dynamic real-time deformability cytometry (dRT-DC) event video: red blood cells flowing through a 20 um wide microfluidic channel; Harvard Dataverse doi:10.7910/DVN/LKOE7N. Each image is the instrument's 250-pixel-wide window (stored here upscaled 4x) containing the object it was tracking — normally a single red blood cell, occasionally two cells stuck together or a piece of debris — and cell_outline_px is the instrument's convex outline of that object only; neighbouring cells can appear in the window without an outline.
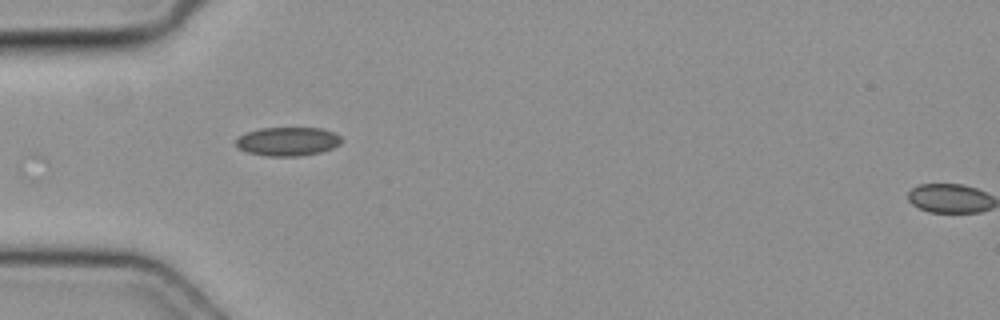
{"species": "common noctule bat (a hibernating species)", "species_latin": "Nyctalus noctula", "temperature_condition": "cold", "stored_images_in_passage": 30, "camera_frame_rate_fps": 3000, "um_per_image_px": 0.085, "animal": {"sex": "female", "body_mass_g": 19.3, "forearm_length_mm": 54.1}, "frame": {"image": 1, "passage_image": 1, "time_ms": 0.0, "image_size_px": [1000, 320], "cell_outline_px": [[344, 140], [340, 144], [332, 148], [320, 152], [300, 156], [268, 156], [248, 152], [240, 148], [236, 144], [236, 140], [240, 136], [248, 132], [260, 128], [320, 128], [332, 132], [340, 136]], "centroid_in_image_um": [24.49, 12.02], "position_along_channel_um": 60.5, "area_um2": 17.51}}
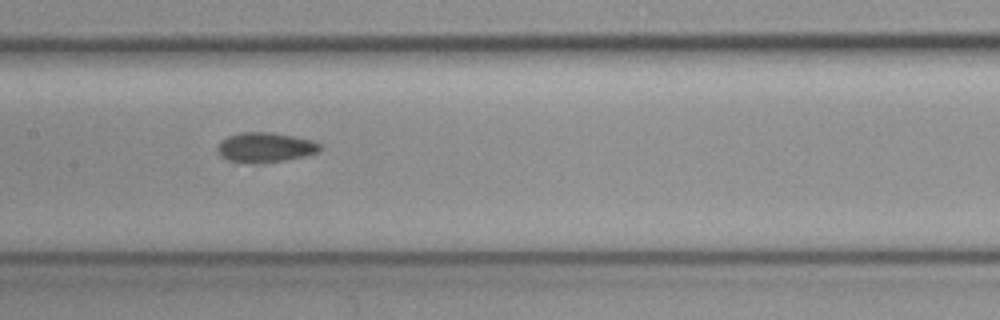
{"frame": {"image": 2, "passage_image": 10, "time_ms": 3.0, "image_size_px": [1000, 320], "cell_outline_px": [[320, 148], [316, 152], [304, 156], [284, 160], [256, 164], [228, 160], [220, 156], [220, 140], [228, 136], [240, 132], [272, 132], [312, 140], [320, 144]], "centroid_in_image_um": [22.53, 12.52], "position_along_channel_um": 184.9, "area_um2": 17.57}}
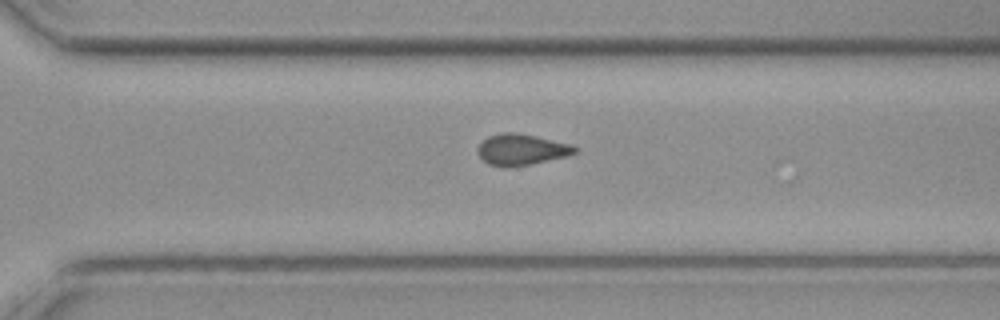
{"frame": {"image": 3, "passage_image": 20, "time_ms": 6.333, "image_size_px": [1000, 320], "cell_outline_px": [[576, 152], [568, 156], [532, 164], [508, 168], [504, 168], [488, 164], [480, 156], [480, 144], [488, 136], [504, 132], [516, 132], [536, 136], [572, 144], [576, 148]], "centroid_in_image_um": [44.36, 12.72], "position_along_channel_um": 326.2, "area_um2": 17.57}}